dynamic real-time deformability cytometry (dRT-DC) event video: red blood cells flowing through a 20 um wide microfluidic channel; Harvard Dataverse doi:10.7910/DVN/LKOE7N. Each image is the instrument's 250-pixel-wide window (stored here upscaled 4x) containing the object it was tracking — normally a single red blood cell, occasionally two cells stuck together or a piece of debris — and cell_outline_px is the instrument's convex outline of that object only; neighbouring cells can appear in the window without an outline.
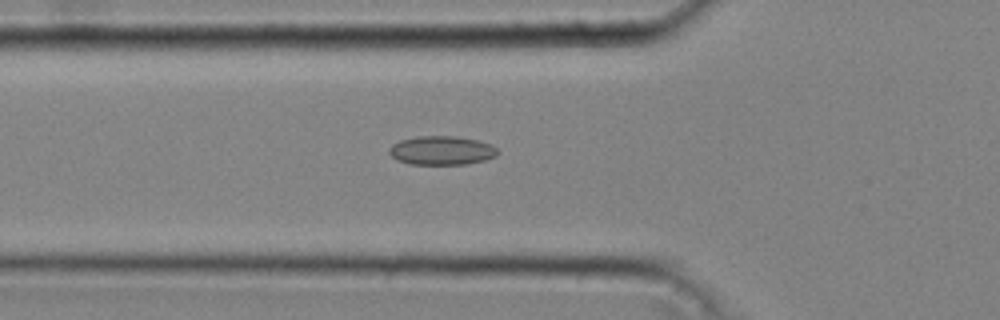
{"species": "common noctule bat (a hibernating species)", "species_latin": "Nyctalus noctula", "temperature_condition": "cold", "stored_images_in_passage": 43, "camera_frame_rate_fps": 3000, "um_per_image_px": 0.085, "animal": {"sex": "male", "body_mass_g": 20.4}, "frame": {"image": 1, "passage_image": 16, "time_ms": 5.0, "image_size_px": [1000, 320], "cell_outline_px": [[500, 152], [496, 156], [484, 160], [464, 164], [408, 164], [392, 156], [388, 152], [388, 148], [392, 144], [400, 140], [420, 136], [456, 136], [476, 140], [488, 144], [496, 148]], "centroid_in_image_um": [37.52, 12.79], "position_along_channel_um": 88.3, "area_um2": 18.09}}
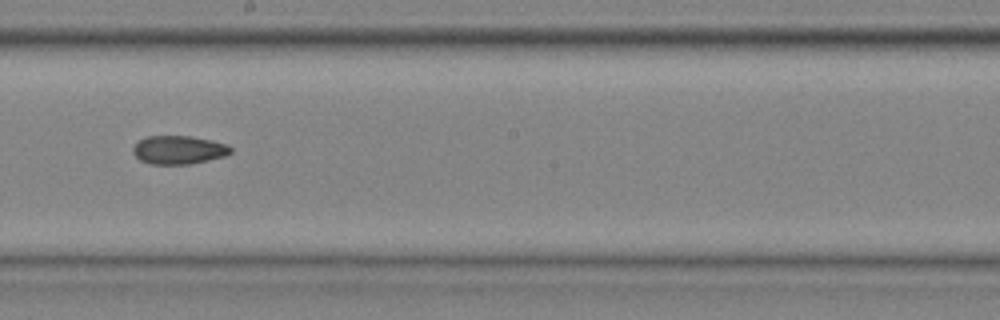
{"frame": {"image": 2, "passage_image": 26, "time_ms": 8.333, "image_size_px": [1000, 320], "cell_outline_px": [[232, 152], [224, 156], [208, 160], [188, 164], [152, 164], [140, 160], [132, 152], [132, 148], [140, 140], [148, 136], [192, 136], [212, 140], [224, 144], [232, 148]], "centroid_in_image_um": [15.18, 12.74], "position_along_channel_um": 233.0, "area_um2": 16.07}}
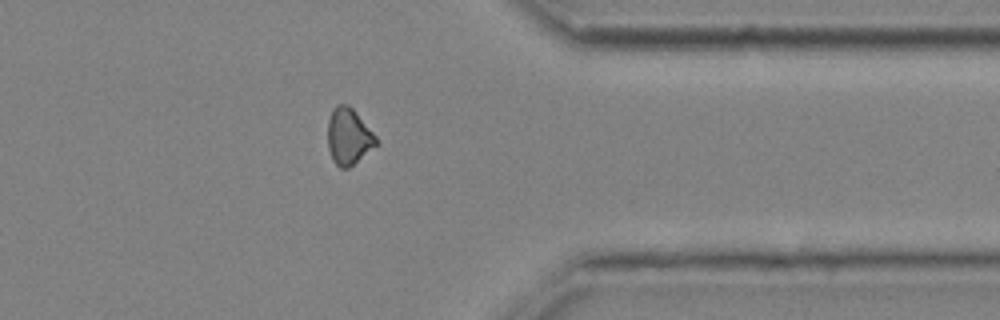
{"frame": {"image": 3, "passage_image": 37, "time_ms": 12.0, "image_size_px": [1000, 320], "cell_outline_px": [[376, 144], [348, 168], [340, 168], [332, 160], [328, 148], [328, 120], [332, 108], [336, 104], [348, 104], [356, 112], [376, 136]], "centroid_in_image_um": [29.59, 11.57], "position_along_channel_um": 381.8, "area_um2": 15.66}, "authors_computed_cell_mechanics": {"area_um2": 16.8198, "velocity_mm_per_s": 4.3359, "shape_relaxation_time_tau1_ms": null, "shape_relaxation_time_tau2_ms": 7.0729, "deformation_change_tau1": null, "deformation_change_tau2": 0.1466}}